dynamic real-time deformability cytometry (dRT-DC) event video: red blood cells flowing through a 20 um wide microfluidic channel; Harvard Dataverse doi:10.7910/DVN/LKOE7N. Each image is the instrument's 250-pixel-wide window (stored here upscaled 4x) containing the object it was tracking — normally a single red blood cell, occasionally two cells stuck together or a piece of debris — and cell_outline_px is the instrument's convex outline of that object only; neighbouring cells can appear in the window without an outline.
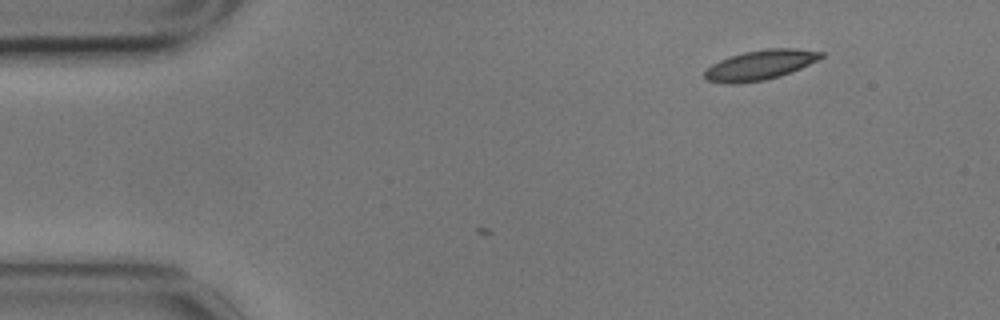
{"species": "common noctule bat (a hibernating species)", "species_latin": "Nyctalus noctula", "temperature_condition": "cold", "stored_images_in_passage": 8, "camera_frame_rate_fps": 3000, "um_per_image_px": 0.085, "animal": {"sex": "male", "body_mass_g": 17.9}, "frame": {"image": 1, "passage_image": 8, "time_ms": 2.333, "image_size_px": [1000, 320], "cell_outline_px": [[824, 56], [792, 72], [780, 76], [764, 80], [740, 84], [724, 84], [708, 80], [704, 76], [704, 72], [712, 64], [720, 60], [744, 52], [764, 48], [796, 48], [824, 52]], "centroid_in_image_um": [64.6, 5.53], "position_along_channel_um": 20.4, "area_um2": 20.23}}